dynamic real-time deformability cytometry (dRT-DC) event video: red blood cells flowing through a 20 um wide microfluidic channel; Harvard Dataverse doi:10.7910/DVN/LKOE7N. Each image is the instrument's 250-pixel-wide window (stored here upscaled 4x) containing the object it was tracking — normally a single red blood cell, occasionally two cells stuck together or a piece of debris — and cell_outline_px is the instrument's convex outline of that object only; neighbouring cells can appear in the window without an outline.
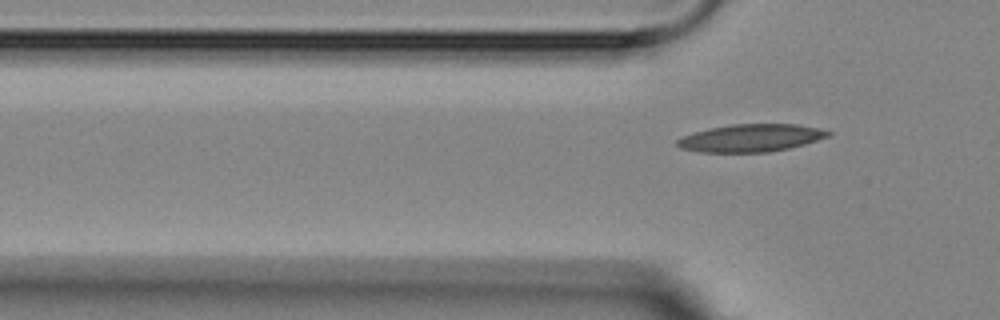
{"species": "Egyptian fruit bat (a non-hibernating species)", "species_latin": "Rousettus aegyptiacus", "temperature_condition": "room temperature", "stored_images_in_passage": 6, "camera_frame_rate_fps": 3000, "um_per_image_px": 0.085, "animal": {"sex": "female"}, "frame": {"image": 1, "passage_image": 6, "time_ms": 6.0, "image_size_px": [1000, 320], "cell_outline_px": [[832, 132], [828, 136], [804, 144], [788, 148], [768, 152], [700, 152], [680, 148], [676, 144], [676, 140], [684, 136], [708, 128], [732, 124], [796, 124], [820, 128]], "centroid_in_image_um": [63.82, 11.72], "position_along_channel_um": 62.0, "area_um2": 24.1}}